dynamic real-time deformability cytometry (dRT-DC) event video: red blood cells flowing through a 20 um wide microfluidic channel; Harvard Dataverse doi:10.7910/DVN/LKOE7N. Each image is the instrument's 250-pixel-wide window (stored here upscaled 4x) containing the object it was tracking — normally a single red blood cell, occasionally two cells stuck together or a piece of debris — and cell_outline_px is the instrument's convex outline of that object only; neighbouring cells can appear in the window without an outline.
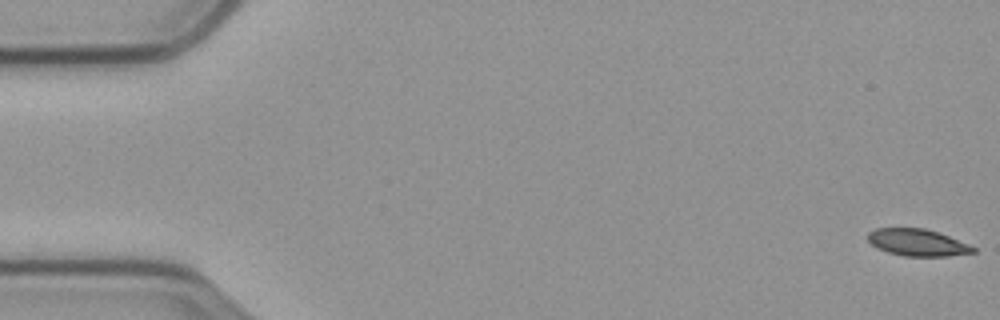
{"species": "common noctule bat (a hibernating species)", "species_latin": "Nyctalus noctula", "temperature_condition": "cold", "stored_images_in_passage": 59, "camera_frame_rate_fps": 3000, "um_per_image_px": 0.085, "animal": {"sex": "male", "body_mass_g": 23.1, "forearm_length_mm": 52.7}, "frame": {"image": 1, "passage_image": 1, "time_ms": 0.0, "image_size_px": [1000, 320], "cell_outline_px": [[976, 252], [948, 256], [904, 256], [888, 252], [876, 248], [868, 240], [868, 232], [876, 228], [924, 228], [948, 236], [976, 248]], "centroid_in_image_um": [77.95, 20.62], "position_along_channel_um": 7.0, "area_um2": 16.36}}
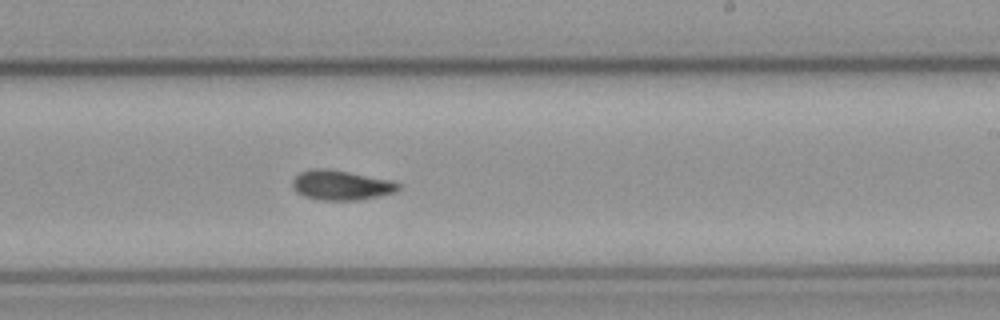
{"frame": {"image": 2, "passage_image": 35, "time_ms": 11.333, "image_size_px": [1000, 320], "cell_outline_px": [[400, 188], [396, 192], [360, 200], [320, 200], [304, 196], [296, 192], [292, 188], [292, 180], [300, 172], [312, 168], [328, 168], [388, 180], [400, 184]], "centroid_in_image_um": [28.95, 15.74], "position_along_channel_um": 260.1, "area_um2": 18.32}}
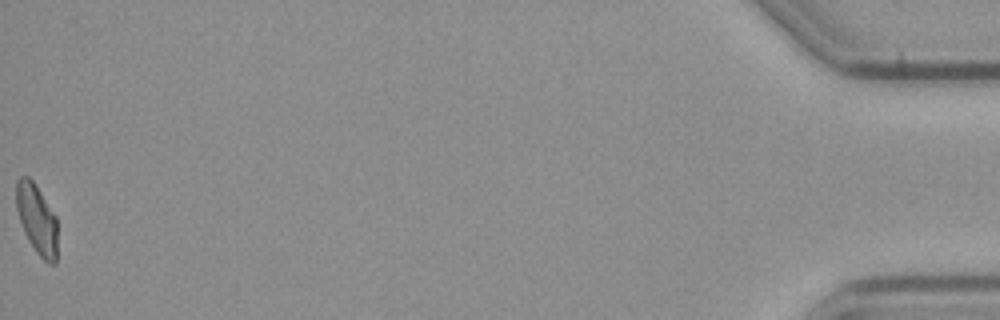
{"frame": {"image": 3, "passage_image": 59, "time_ms": 19.333, "image_size_px": [1000, 320], "cell_outline_px": [[56, 264], [48, 264], [36, 252], [28, 240], [24, 232], [16, 208], [16, 180], [20, 176], [28, 176], [32, 180], [56, 216]], "centroid_in_image_um": [3.11, 18.63], "position_along_channel_um": 432.1, "area_um2": 16.59}, "authors_computed_cell_mechanics": {"area_um2": 17.6868, "velocity_mm_per_s": 3.5128, "shape_relaxation_time_tau1_ms": 8.4472, "shape_relaxation_time_tau2_ms": 5.8574, "deformation_change_tau1": 0.181, "deformation_change_tau2": 0.0968}}